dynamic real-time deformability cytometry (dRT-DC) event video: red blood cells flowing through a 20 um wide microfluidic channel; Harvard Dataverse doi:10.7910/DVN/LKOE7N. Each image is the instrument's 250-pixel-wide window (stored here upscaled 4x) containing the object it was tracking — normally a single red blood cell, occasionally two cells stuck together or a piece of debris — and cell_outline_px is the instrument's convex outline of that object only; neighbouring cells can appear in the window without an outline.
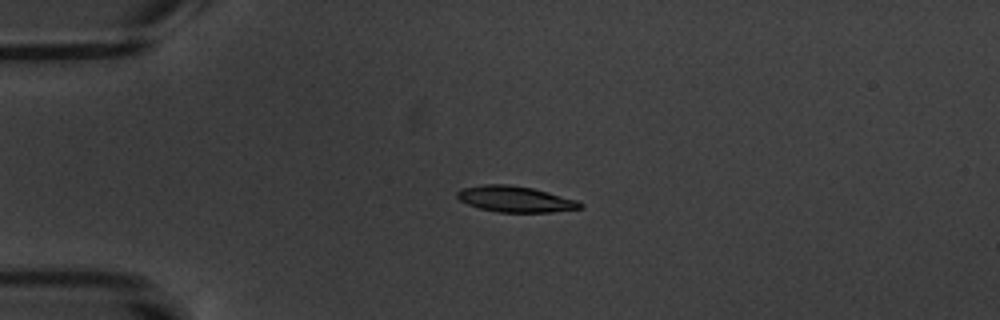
{"species": "common noctule bat (a hibernating species)", "species_latin": "Nyctalus noctula", "temperature_condition": "warm", "stored_images_in_passage": 6, "camera_frame_rate_fps": 3000, "um_per_image_px": 0.085, "animal": {"sex": "male", "body_mass_g": 20.1, "forearm_length_mm": 53.5}, "frame": {"image": 1, "passage_image": 4, "time_ms": 4.0, "image_size_px": [1000, 320], "cell_outline_px": [[584, 208], [552, 212], [496, 212], [480, 208], [468, 204], [460, 200], [456, 196], [456, 192], [460, 188], [484, 184], [508, 184], [532, 188], [548, 192], [576, 200], [584, 204]], "centroid_in_image_um": [43.79, 16.92], "position_along_channel_um": 41.2, "area_um2": 18.67}}